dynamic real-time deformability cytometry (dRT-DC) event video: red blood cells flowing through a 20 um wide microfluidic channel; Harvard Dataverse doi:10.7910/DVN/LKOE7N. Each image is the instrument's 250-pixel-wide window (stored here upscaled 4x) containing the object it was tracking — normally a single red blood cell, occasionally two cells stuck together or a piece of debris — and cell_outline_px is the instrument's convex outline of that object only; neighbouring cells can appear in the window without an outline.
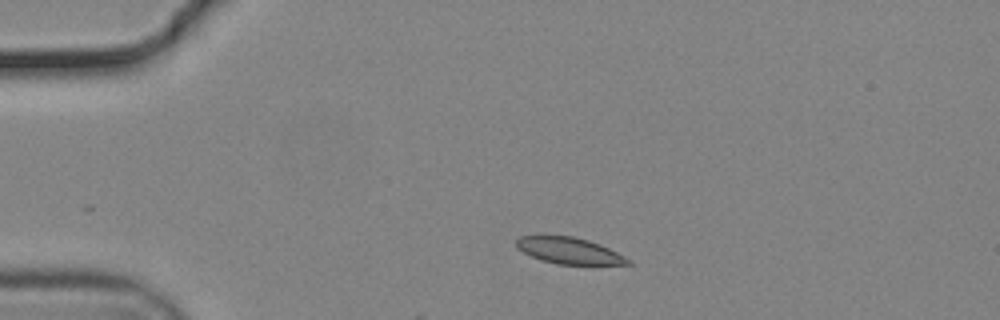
{"species": "common noctule bat (a hibernating species)", "species_latin": "Nyctalus noctula", "temperature_condition": "cold", "stored_images_in_passage": 3, "camera_frame_rate_fps": 3000, "um_per_image_px": 0.085, "animal": {"sex": "male", "body_mass_g": 19.2, "forearm_length_mm": 51.8}, "frame": {"image": 1, "passage_image": 1, "time_ms": 0.0, "image_size_px": [1000, 320], "cell_outline_px": [[632, 264], [556, 264], [540, 260], [516, 248], [516, 240], [520, 236], [572, 236], [588, 240], [600, 244], [632, 260]], "centroid_in_image_um": [48.37, 21.31], "position_along_channel_um": 36.6, "area_um2": 16.99}}